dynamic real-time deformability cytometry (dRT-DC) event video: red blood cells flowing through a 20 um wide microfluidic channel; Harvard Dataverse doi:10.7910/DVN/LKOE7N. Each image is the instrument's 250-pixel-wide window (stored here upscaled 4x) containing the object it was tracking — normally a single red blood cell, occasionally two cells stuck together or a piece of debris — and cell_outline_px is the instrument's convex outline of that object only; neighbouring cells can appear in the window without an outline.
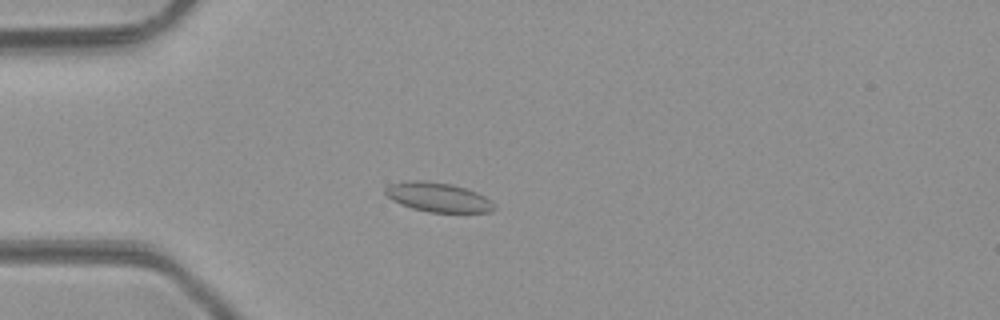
{"species": "common noctule bat (a hibernating species)", "species_latin": "Nyctalus noctula", "temperature_condition": "room temperature", "stored_images_in_passage": 38, "camera_frame_rate_fps": 3000, "um_per_image_px": 0.085, "animal": {"sex": "male", "body_mass_g": 23.1, "forearm_length_mm": 52.7}, "frame": {"image": 1, "passage_image": 3, "time_ms": 0.667, "image_size_px": [1000, 320], "cell_outline_px": [[496, 208], [492, 212], [428, 212], [412, 208], [400, 204], [392, 200], [384, 192], [384, 188], [388, 184], [408, 180], [428, 180], [452, 184], [476, 192], [492, 200]], "centroid_in_image_um": [37.22, 16.75], "position_along_channel_um": 47.8, "area_um2": 18.84}}
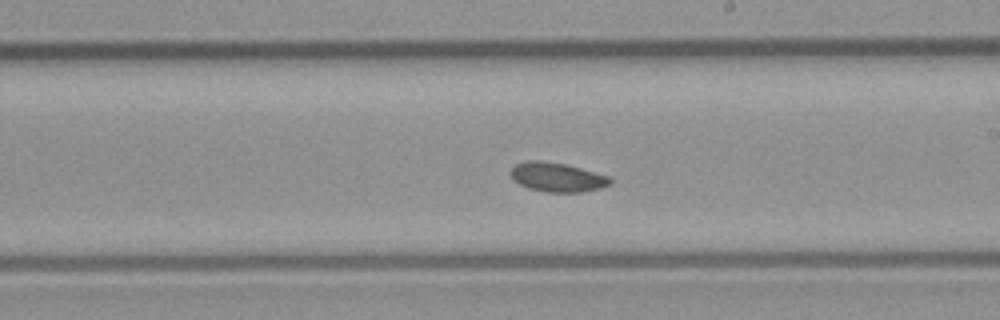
{"frame": {"image": 2, "passage_image": 18, "time_ms": 5.667, "image_size_px": [1000, 320], "cell_outline_px": [[612, 184], [600, 188], [580, 192], [544, 192], [528, 188], [512, 180], [512, 168], [516, 164], [528, 160], [540, 160], [568, 164], [608, 176], [612, 180]], "centroid_in_image_um": [47.37, 15.06], "position_along_channel_um": 241.6, "area_um2": 16.99}}
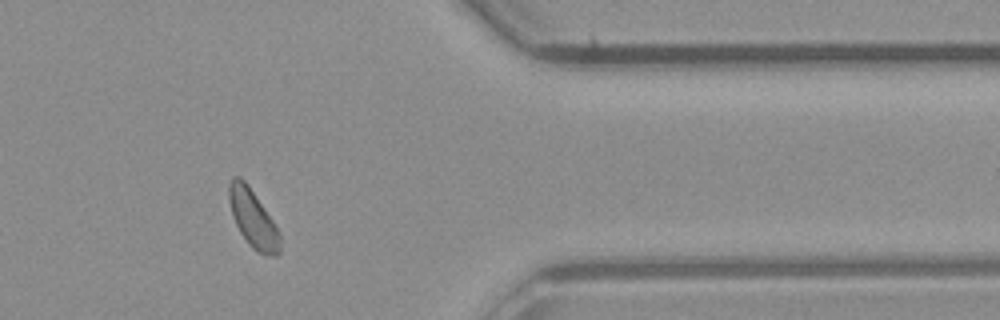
{"frame": {"image": 3, "passage_image": 30, "time_ms": 9.667, "image_size_px": [1000, 320], "cell_outline_px": [[280, 252], [276, 256], [272, 256], [256, 252], [248, 244], [240, 232], [232, 216], [228, 200], [228, 184], [232, 176], [240, 176], [248, 184], [280, 232]], "centroid_in_image_um": [21.48, 18.57], "position_along_channel_um": 389.9, "area_um2": 17.28}}